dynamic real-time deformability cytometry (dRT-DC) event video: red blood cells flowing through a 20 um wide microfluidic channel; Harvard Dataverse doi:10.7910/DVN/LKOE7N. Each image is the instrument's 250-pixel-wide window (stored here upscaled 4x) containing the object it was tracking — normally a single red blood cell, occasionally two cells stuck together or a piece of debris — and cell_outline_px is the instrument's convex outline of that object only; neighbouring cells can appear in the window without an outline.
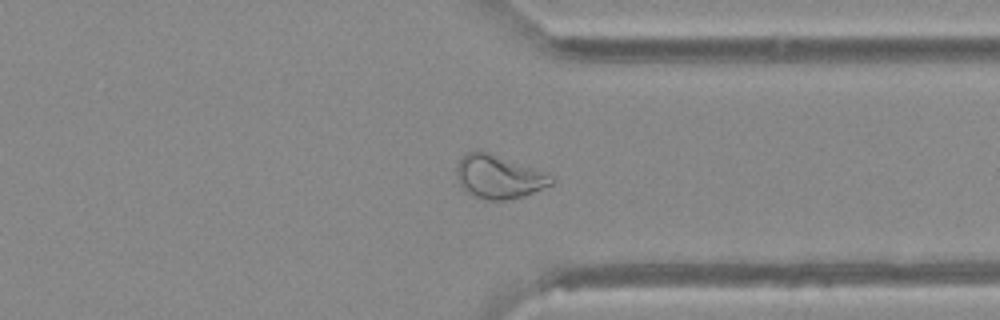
{"species": "Egyptian fruit bat (a non-hibernating species)", "species_latin": "Rousettus aegyptiacus", "temperature_condition": "warm", "stored_images_in_passage": 35, "camera_frame_rate_fps": 3000, "um_per_image_px": 0.085, "animal": {"sex": "female"}, "frame": {"image": 1, "passage_image": 24, "time_ms": 7.667, "image_size_px": [1000, 320], "cell_outline_px": [[556, 180], [552, 184], [524, 196], [504, 200], [488, 200], [476, 196], [468, 192], [460, 184], [456, 176], [456, 164], [468, 152], [488, 152], [552, 176]], "centroid_in_image_um": [42.37, 15.05], "position_along_channel_um": 369.0, "area_um2": 23.24}}
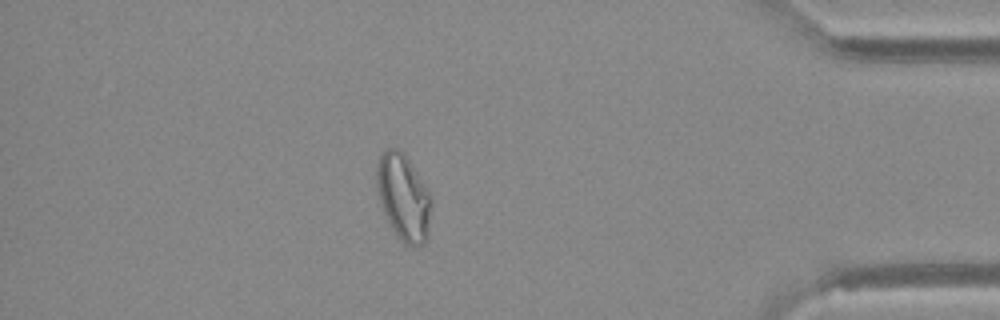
{"frame": {"image": 2, "passage_image": 29, "time_ms": 9.333, "image_size_px": [1000, 320], "cell_outline_px": [[432, 200], [428, 240], [424, 244], [416, 248], [412, 248], [404, 244], [396, 236], [380, 204], [376, 184], [376, 164], [380, 156], [388, 148], [400, 148], [404, 152], [428, 192]], "centroid_in_image_um": [34.3, 16.82], "position_along_channel_um": 400.9, "area_um2": 27.8}}